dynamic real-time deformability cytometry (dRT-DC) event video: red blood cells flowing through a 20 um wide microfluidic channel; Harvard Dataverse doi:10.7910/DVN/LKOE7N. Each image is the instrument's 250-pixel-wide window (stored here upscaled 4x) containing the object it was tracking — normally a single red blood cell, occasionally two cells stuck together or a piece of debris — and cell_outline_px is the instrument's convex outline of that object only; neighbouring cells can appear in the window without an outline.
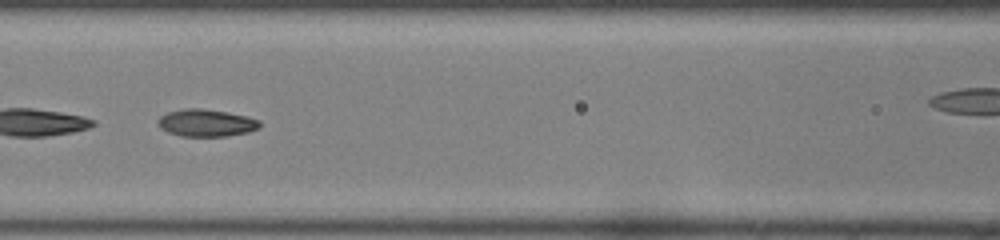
{"species": "common noctule bat (a hibernating species)", "species_latin": "Nyctalus noctula", "temperature_condition": "room temperature", "stored_images_in_passage": 49, "camera_frame_rate_fps": 3000, "um_per_image_px": 0.085, "animal": {"sex": "female", "body_mass_g": 22.0, "forearm_length_mm": 56.7}, "frame": {"image": 1, "passage_image": 24, "time_ms": 7.667, "image_size_px": [1000, 240], "cell_outline_px": [[260, 128], [248, 132], [224, 136], [180, 136], [168, 132], [160, 128], [156, 124], [156, 120], [160, 116], [168, 112], [184, 108], [204, 108], [228, 112], [248, 116], [260, 120]], "centroid_in_image_um": [17.51, 10.43], "position_along_channel_um": 149.1, "area_um2": 16.42}}
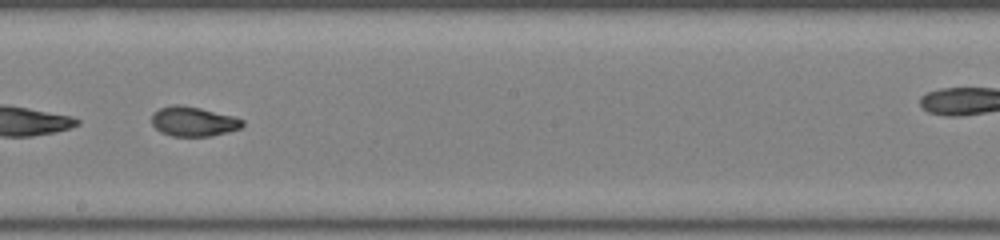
{"frame": {"image": 2, "passage_image": 30, "time_ms": 9.667, "image_size_px": [1000, 240], "cell_outline_px": [[244, 124], [240, 128], [228, 132], [212, 136], [172, 136], [160, 132], [152, 124], [152, 112], [160, 108], [172, 104], [180, 104], [200, 108], [236, 116], [244, 120]], "centroid_in_image_um": [16.45, 10.32], "position_along_channel_um": 231.8, "area_um2": 15.9}}
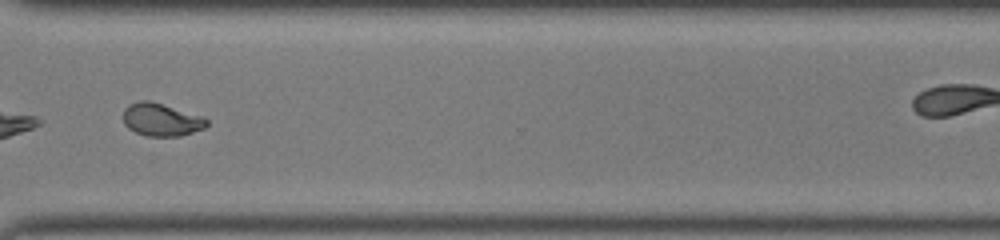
{"frame": {"image": 3, "passage_image": 39, "time_ms": 12.667, "image_size_px": [1000, 240], "cell_outline_px": [[208, 124], [204, 128], [180, 136], [148, 136], [136, 132], [128, 128], [124, 124], [124, 108], [128, 104], [140, 100], [148, 100], [204, 116], [208, 120]], "centroid_in_image_um": [13.71, 10.16], "position_along_channel_um": 356.9, "area_um2": 15.95}, "authors_computed_cell_mechanics": {"area_um2": 16.5886, "velocity_mm_per_s": 4.1461, "shape_relaxation_time_tau1_ms": 5.8521, "shape_relaxation_time_tau2_ms": 1.6936, "deformation_change_tau1": 0.2171, "deformation_change_tau2": 0.0457}}